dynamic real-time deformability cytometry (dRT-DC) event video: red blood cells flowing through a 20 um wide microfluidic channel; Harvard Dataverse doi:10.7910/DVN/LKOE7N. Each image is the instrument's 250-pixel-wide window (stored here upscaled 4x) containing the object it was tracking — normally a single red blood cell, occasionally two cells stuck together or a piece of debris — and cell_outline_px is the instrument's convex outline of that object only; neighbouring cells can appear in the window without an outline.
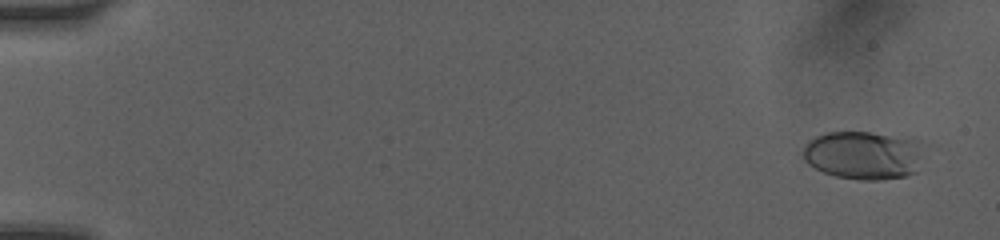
{"species": "human", "species_latin": "Homo sapiens", "temperature_condition": "room temperature", "stored_images_in_passage": 22, "camera_frame_rate_fps": 3000, "um_per_image_px": 0.085, "donor": {"sex": "female"}, "frame": {"image": 1, "passage_image": 3, "time_ms": 0.333, "image_size_px": [1000, 240], "cell_outline_px": [[924, 144], [916, 172], [908, 176], [880, 180], [860, 180], [836, 176], [824, 172], [808, 164], [804, 160], [804, 148], [808, 140], [824, 132], [868, 132], [916, 136]], "centroid_in_image_um": [73.47, 13.16], "position_along_channel_um": 11.5, "area_um2": 34.85}}
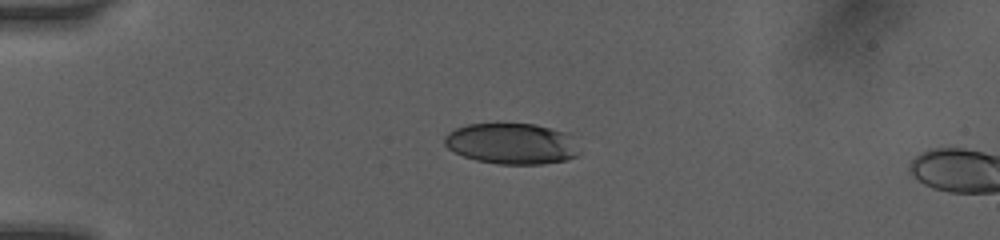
{"frame": {"image": 2, "passage_image": 16, "time_ms": 4.0, "image_size_px": [1000, 240], "cell_outline_px": [[580, 156], [568, 160], [544, 164], [500, 164], [476, 160], [464, 156], [448, 148], [444, 144], [444, 136], [448, 132], [456, 128], [468, 124], [536, 124], [568, 132]], "centroid_in_image_um": [43.5, 12.21], "position_along_channel_um": 41.5, "area_um2": 32.19}}